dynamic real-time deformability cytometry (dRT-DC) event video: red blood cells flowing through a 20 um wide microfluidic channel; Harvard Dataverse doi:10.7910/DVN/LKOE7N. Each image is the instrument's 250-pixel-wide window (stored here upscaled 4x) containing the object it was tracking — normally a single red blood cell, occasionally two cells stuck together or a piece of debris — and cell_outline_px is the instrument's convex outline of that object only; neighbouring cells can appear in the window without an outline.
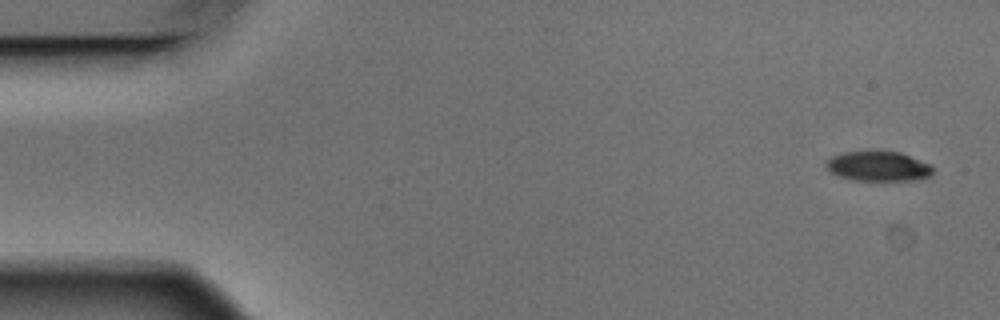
{"species": "Egyptian fruit bat (a non-hibernating species)", "species_latin": "Rousettus aegyptiacus", "temperature_condition": "warm", "stored_images_in_passage": 5, "camera_frame_rate_fps": 3000, "um_per_image_px": 0.085, "animal": {"sex": "male"}, "frame": {"image": 1, "passage_image": 1, "time_ms": 0.0, "image_size_px": [1000, 320], "cell_outline_px": [[936, 168], [932, 176], [924, 180], [852, 180], [836, 176], [824, 164], [832, 156], [844, 152], [900, 152], [932, 164]], "centroid_in_image_um": [74.74, 14.15], "position_along_channel_um": 10.3, "area_um2": 18.79}}
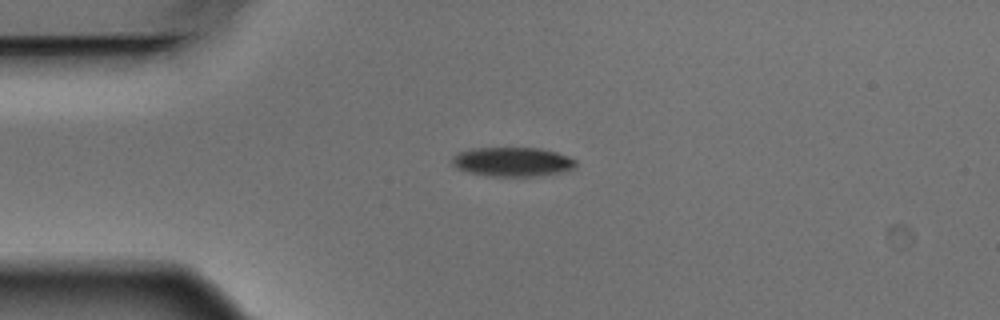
{"frame": {"image": 2, "passage_image": 4, "time_ms": 1.0, "image_size_px": [1000, 320], "cell_outline_px": [[576, 164], [572, 168], [564, 172], [532, 176], [492, 176], [468, 172], [456, 168], [452, 164], [452, 156], [460, 152], [472, 148], [540, 148], [556, 152], [568, 156], [576, 160]], "centroid_in_image_um": [43.55, 13.75], "position_along_channel_um": 41.5, "area_um2": 20.98}}